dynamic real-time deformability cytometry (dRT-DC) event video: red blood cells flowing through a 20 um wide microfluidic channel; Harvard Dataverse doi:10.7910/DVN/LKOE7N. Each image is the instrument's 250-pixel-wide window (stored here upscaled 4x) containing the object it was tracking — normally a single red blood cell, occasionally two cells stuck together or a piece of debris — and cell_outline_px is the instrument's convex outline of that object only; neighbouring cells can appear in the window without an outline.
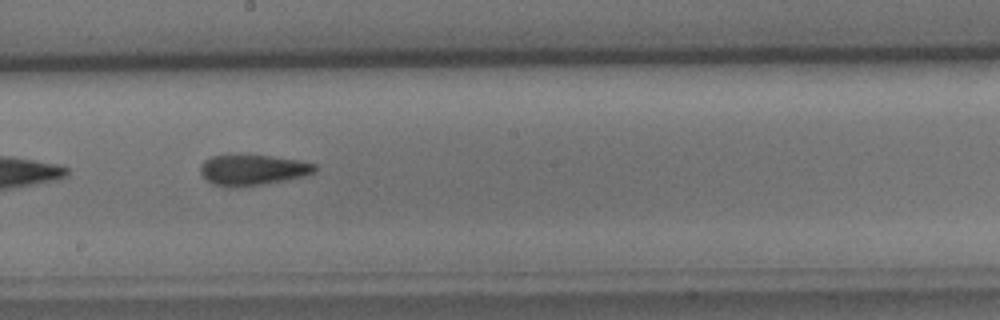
{"species": "common noctule bat (a hibernating species)", "species_latin": "Nyctalus noctula", "temperature_condition": "cold", "stored_images_in_passage": 6, "camera_frame_rate_fps": 3000, "um_per_image_px": 0.085, "animal": {"sex": "male", "body_mass_g": 15.6}, "frame": {"image": 1, "passage_image": 6, "time_ms": 6.0, "image_size_px": [1000, 320], "cell_outline_px": [[316, 172], [304, 176], [288, 180], [264, 184], [236, 188], [228, 188], [212, 184], [204, 180], [200, 172], [200, 164], [204, 160], [212, 156], [228, 152], [268, 156], [300, 160], [316, 164]], "centroid_in_image_um": [21.41, 14.43], "position_along_channel_um": 226.8, "area_um2": 21.44}}